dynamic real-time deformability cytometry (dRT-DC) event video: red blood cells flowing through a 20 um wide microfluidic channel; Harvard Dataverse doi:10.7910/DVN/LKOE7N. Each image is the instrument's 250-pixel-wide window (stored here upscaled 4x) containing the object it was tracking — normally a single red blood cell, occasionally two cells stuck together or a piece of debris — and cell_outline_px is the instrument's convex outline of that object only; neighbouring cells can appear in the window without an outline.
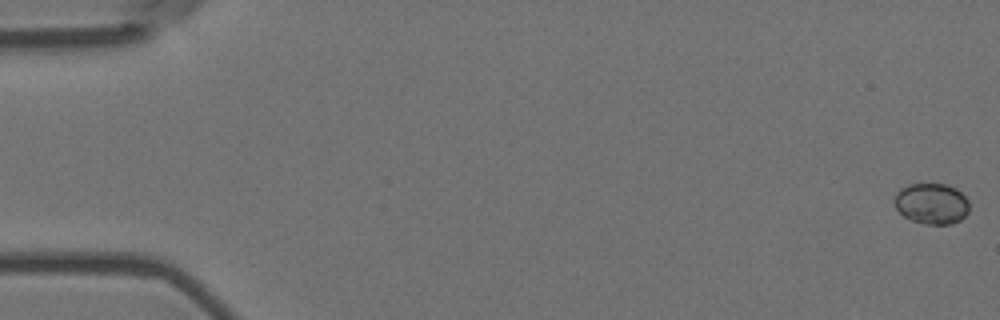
{"species": "Egyptian fruit bat (a non-hibernating species)", "species_latin": "Rousettus aegyptiacus", "temperature_condition": "room temperature", "stored_images_in_passage": 57, "camera_frame_rate_fps": 3000, "um_per_image_px": 0.085, "animal": {"sex": "female"}, "frame": {"image": 1, "passage_image": 1, "time_ms": 0.0, "image_size_px": [1000, 320], "cell_outline_px": [[968, 212], [960, 220], [952, 224], [924, 224], [912, 220], [904, 216], [896, 208], [896, 192], [900, 188], [908, 184], [944, 184], [956, 188], [968, 200]], "centroid_in_image_um": [79.19, 17.31], "position_along_channel_um": 5.8, "area_um2": 17.69}}
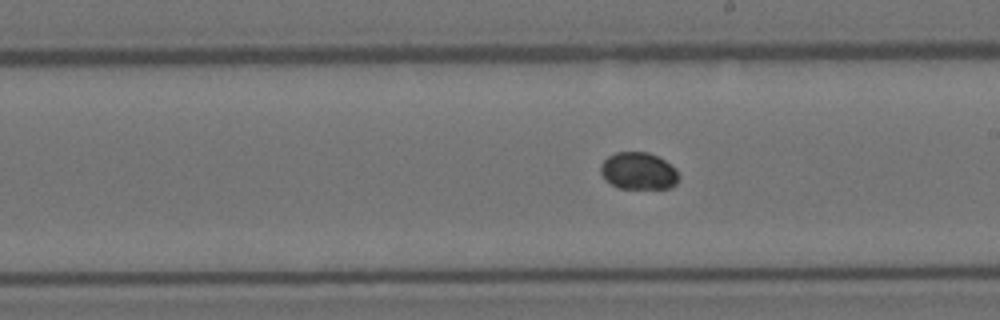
{"frame": {"image": 2, "passage_image": 33, "time_ms": 10.667, "image_size_px": [1000, 320], "cell_outline_px": [[680, 176], [676, 184], [668, 188], [620, 188], [612, 184], [600, 172], [600, 164], [608, 156], [616, 152], [648, 152], [664, 160], [676, 168]], "centroid_in_image_um": [54.29, 14.52], "position_along_channel_um": 234.7, "area_um2": 16.82}}
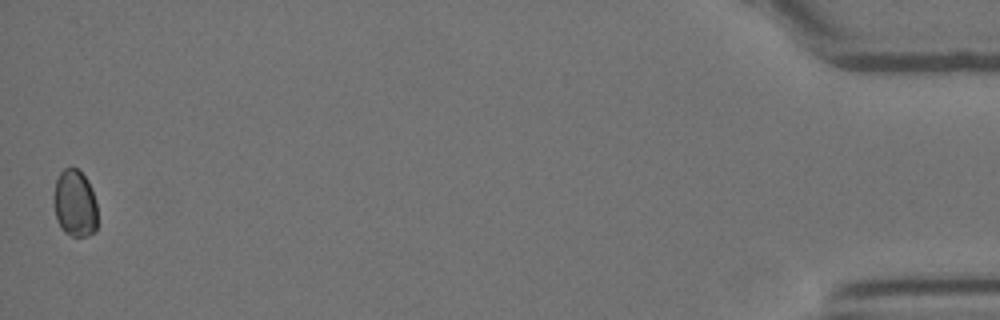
{"frame": {"image": 3, "passage_image": 57, "time_ms": 18.667, "image_size_px": [1000, 320], "cell_outline_px": [[96, 232], [88, 236], [72, 236], [64, 232], [60, 228], [56, 220], [52, 200], [52, 196], [56, 180], [60, 172], [64, 168], [76, 168], [88, 180], [96, 204]], "centroid_in_image_um": [6.32, 17.31], "position_along_channel_um": 428.9, "area_um2": 17.34}}